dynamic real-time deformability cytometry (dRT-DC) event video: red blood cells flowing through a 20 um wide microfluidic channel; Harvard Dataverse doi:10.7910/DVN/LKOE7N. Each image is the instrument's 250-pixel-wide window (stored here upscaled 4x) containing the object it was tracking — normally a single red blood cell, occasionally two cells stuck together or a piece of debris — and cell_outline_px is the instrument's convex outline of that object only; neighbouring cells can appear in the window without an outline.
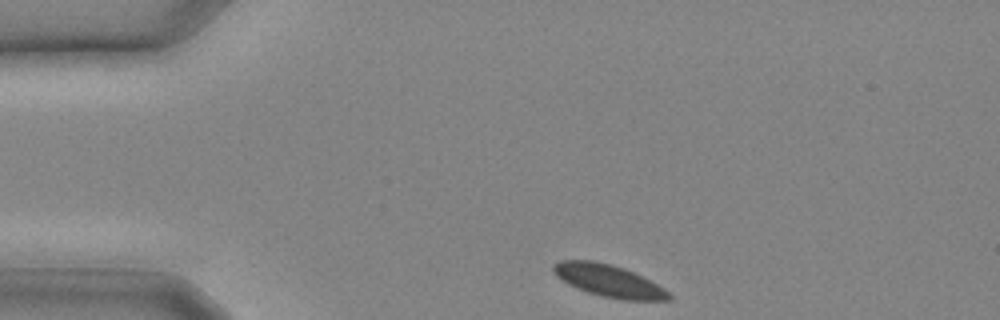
{"species": "common noctule bat (a hibernating species)", "species_latin": "Nyctalus noctula", "temperature_condition": "cold", "stored_images_in_passage": 11, "camera_frame_rate_fps": 3000, "um_per_image_px": 0.085, "animal": {"sex": "male", "body_mass_g": 20.4}, "frame": {"image": 1, "passage_image": 1, "time_ms": 0.0, "image_size_px": [1000, 320], "cell_outline_px": [[672, 300], [624, 300], [604, 296], [588, 292], [576, 288], [568, 284], [556, 276], [552, 272], [552, 264], [560, 260], [592, 260], [624, 268], [664, 288], [672, 296]], "centroid_in_image_um": [51.69, 23.86], "position_along_channel_um": 33.3, "area_um2": 21.44}}
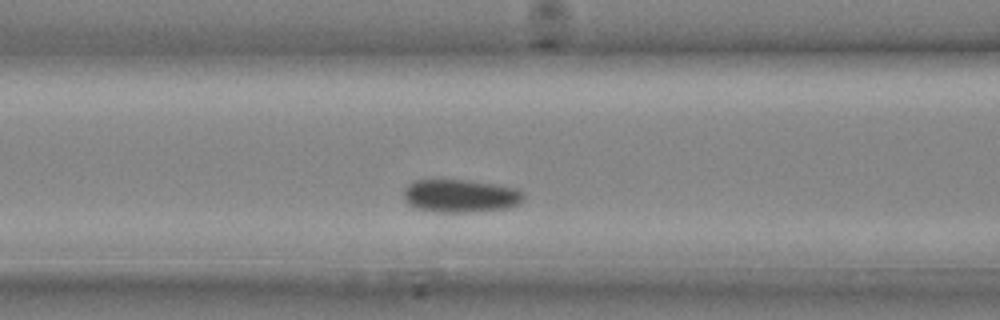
{"frame": {"image": 2, "passage_image": 7, "time_ms": 2.0, "image_size_px": [1000, 320], "cell_outline_px": [[524, 200], [520, 204], [508, 208], [468, 212], [440, 212], [416, 208], [408, 204], [404, 200], [404, 188], [408, 184], [416, 180], [468, 180], [516, 188], [524, 192]], "centroid_in_image_um": [39.15, 16.65], "position_along_channel_um": 127.4, "area_um2": 23.12}}
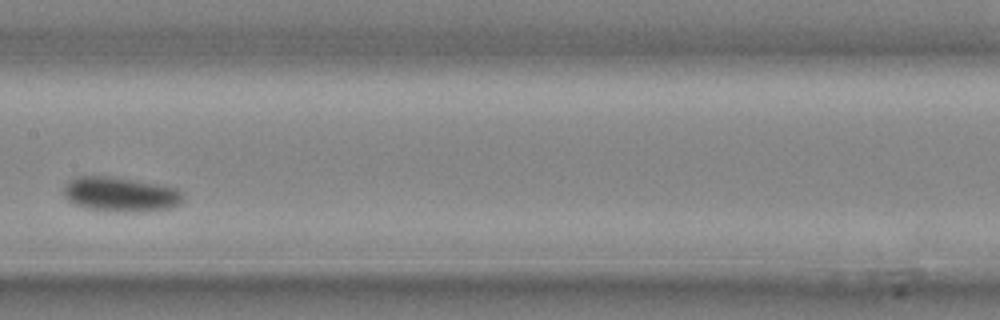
{"frame": {"image": 3, "passage_image": 10, "time_ms": 3.0, "image_size_px": [1000, 320], "cell_outline_px": [[184, 200], [180, 204], [172, 208], [144, 212], [112, 212], [84, 208], [68, 200], [64, 196], [64, 188], [68, 180], [76, 176], [108, 176], [160, 184], [176, 188], [184, 192]], "centroid_in_image_um": [10.28, 16.53], "position_along_channel_um": 197.1, "area_um2": 24.62}}